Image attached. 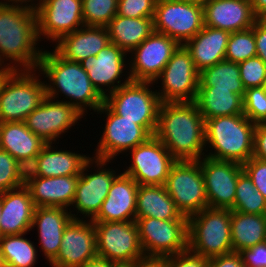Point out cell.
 I'll list each match as a JSON object with an SVG mask.
<instances>
[{"label": "cell", "mask_w": 266, "mask_h": 267, "mask_svg": "<svg viewBox=\"0 0 266 267\" xmlns=\"http://www.w3.org/2000/svg\"><path fill=\"white\" fill-rule=\"evenodd\" d=\"M204 130L205 120L195 102L161 103L154 136L176 160L204 157Z\"/></svg>", "instance_id": "1"}, {"label": "cell", "mask_w": 266, "mask_h": 267, "mask_svg": "<svg viewBox=\"0 0 266 267\" xmlns=\"http://www.w3.org/2000/svg\"><path fill=\"white\" fill-rule=\"evenodd\" d=\"M37 41L39 39L35 8L0 5V67L38 71L42 51L36 47ZM5 59L11 62L7 65L4 63Z\"/></svg>", "instance_id": "2"}, {"label": "cell", "mask_w": 266, "mask_h": 267, "mask_svg": "<svg viewBox=\"0 0 266 267\" xmlns=\"http://www.w3.org/2000/svg\"><path fill=\"white\" fill-rule=\"evenodd\" d=\"M37 69L52 83L45 84L46 96L57 99L58 92L64 94L65 98L70 100L64 102L75 107L83 115L88 107L96 112L104 104L105 97L92 85L87 71L80 63L64 59L55 50H45Z\"/></svg>", "instance_id": "3"}, {"label": "cell", "mask_w": 266, "mask_h": 267, "mask_svg": "<svg viewBox=\"0 0 266 267\" xmlns=\"http://www.w3.org/2000/svg\"><path fill=\"white\" fill-rule=\"evenodd\" d=\"M255 125L244 114L205 120V145L210 144L209 148L214 150L205 156L240 164L247 162L253 157Z\"/></svg>", "instance_id": "4"}, {"label": "cell", "mask_w": 266, "mask_h": 267, "mask_svg": "<svg viewBox=\"0 0 266 267\" xmlns=\"http://www.w3.org/2000/svg\"><path fill=\"white\" fill-rule=\"evenodd\" d=\"M188 249L207 259L233 252L231 210L208 207L190 216Z\"/></svg>", "instance_id": "5"}, {"label": "cell", "mask_w": 266, "mask_h": 267, "mask_svg": "<svg viewBox=\"0 0 266 267\" xmlns=\"http://www.w3.org/2000/svg\"><path fill=\"white\" fill-rule=\"evenodd\" d=\"M36 70H13L0 90V122H24L46 97ZM35 72V73H34Z\"/></svg>", "instance_id": "6"}, {"label": "cell", "mask_w": 266, "mask_h": 267, "mask_svg": "<svg viewBox=\"0 0 266 267\" xmlns=\"http://www.w3.org/2000/svg\"><path fill=\"white\" fill-rule=\"evenodd\" d=\"M154 82L130 81L107 94L104 103L117 115L135 121L154 136L161 100L149 86Z\"/></svg>", "instance_id": "7"}, {"label": "cell", "mask_w": 266, "mask_h": 267, "mask_svg": "<svg viewBox=\"0 0 266 267\" xmlns=\"http://www.w3.org/2000/svg\"><path fill=\"white\" fill-rule=\"evenodd\" d=\"M164 187L177 209L187 218L208 208L198 160H177L170 168Z\"/></svg>", "instance_id": "8"}, {"label": "cell", "mask_w": 266, "mask_h": 267, "mask_svg": "<svg viewBox=\"0 0 266 267\" xmlns=\"http://www.w3.org/2000/svg\"><path fill=\"white\" fill-rule=\"evenodd\" d=\"M146 257L164 258L188 250V220L135 218Z\"/></svg>", "instance_id": "9"}, {"label": "cell", "mask_w": 266, "mask_h": 267, "mask_svg": "<svg viewBox=\"0 0 266 267\" xmlns=\"http://www.w3.org/2000/svg\"><path fill=\"white\" fill-rule=\"evenodd\" d=\"M97 256L116 264H133L146 256L135 221L93 222Z\"/></svg>", "instance_id": "10"}, {"label": "cell", "mask_w": 266, "mask_h": 267, "mask_svg": "<svg viewBox=\"0 0 266 267\" xmlns=\"http://www.w3.org/2000/svg\"><path fill=\"white\" fill-rule=\"evenodd\" d=\"M154 31L184 45L204 27V9L186 0H157Z\"/></svg>", "instance_id": "11"}, {"label": "cell", "mask_w": 266, "mask_h": 267, "mask_svg": "<svg viewBox=\"0 0 266 267\" xmlns=\"http://www.w3.org/2000/svg\"><path fill=\"white\" fill-rule=\"evenodd\" d=\"M161 78L157 92L161 102H195L199 88V71L190 52L180 45L154 83Z\"/></svg>", "instance_id": "12"}, {"label": "cell", "mask_w": 266, "mask_h": 267, "mask_svg": "<svg viewBox=\"0 0 266 267\" xmlns=\"http://www.w3.org/2000/svg\"><path fill=\"white\" fill-rule=\"evenodd\" d=\"M131 166L123 173L138 185H164L171 166L177 161L155 136L130 150Z\"/></svg>", "instance_id": "13"}, {"label": "cell", "mask_w": 266, "mask_h": 267, "mask_svg": "<svg viewBox=\"0 0 266 267\" xmlns=\"http://www.w3.org/2000/svg\"><path fill=\"white\" fill-rule=\"evenodd\" d=\"M97 112L107 114V119L94 158L112 160L117 154L130 151L151 137L142 126L115 114L105 103Z\"/></svg>", "instance_id": "14"}, {"label": "cell", "mask_w": 266, "mask_h": 267, "mask_svg": "<svg viewBox=\"0 0 266 267\" xmlns=\"http://www.w3.org/2000/svg\"><path fill=\"white\" fill-rule=\"evenodd\" d=\"M39 2V3H38ZM35 5L37 34L52 42L84 26L82 0H39Z\"/></svg>", "instance_id": "15"}, {"label": "cell", "mask_w": 266, "mask_h": 267, "mask_svg": "<svg viewBox=\"0 0 266 267\" xmlns=\"http://www.w3.org/2000/svg\"><path fill=\"white\" fill-rule=\"evenodd\" d=\"M201 159L198 161L204 178L208 207L231 210L235 202L238 177L243 172L242 164L207 156Z\"/></svg>", "instance_id": "16"}, {"label": "cell", "mask_w": 266, "mask_h": 267, "mask_svg": "<svg viewBox=\"0 0 266 267\" xmlns=\"http://www.w3.org/2000/svg\"><path fill=\"white\" fill-rule=\"evenodd\" d=\"M179 46L176 40L154 31L131 51V81L154 82Z\"/></svg>", "instance_id": "17"}, {"label": "cell", "mask_w": 266, "mask_h": 267, "mask_svg": "<svg viewBox=\"0 0 266 267\" xmlns=\"http://www.w3.org/2000/svg\"><path fill=\"white\" fill-rule=\"evenodd\" d=\"M83 118L75 107L63 100L53 101L46 96L42 103L25 119L26 126L45 143L56 139ZM54 141V142H53ZM53 142V143H52Z\"/></svg>", "instance_id": "18"}, {"label": "cell", "mask_w": 266, "mask_h": 267, "mask_svg": "<svg viewBox=\"0 0 266 267\" xmlns=\"http://www.w3.org/2000/svg\"><path fill=\"white\" fill-rule=\"evenodd\" d=\"M92 158L84 165L82 173L79 175L72 202V206L75 205L74 207L77 209V215L80 211V214L89 217L90 220L98 214L114 179L118 176L115 170L104 169L110 160ZM92 164H96L99 171L87 175ZM86 170L87 172H85Z\"/></svg>", "instance_id": "19"}, {"label": "cell", "mask_w": 266, "mask_h": 267, "mask_svg": "<svg viewBox=\"0 0 266 267\" xmlns=\"http://www.w3.org/2000/svg\"><path fill=\"white\" fill-rule=\"evenodd\" d=\"M97 256L96 231L93 222L72 219L65 227L59 254L52 267H80Z\"/></svg>", "instance_id": "20"}, {"label": "cell", "mask_w": 266, "mask_h": 267, "mask_svg": "<svg viewBox=\"0 0 266 267\" xmlns=\"http://www.w3.org/2000/svg\"><path fill=\"white\" fill-rule=\"evenodd\" d=\"M126 55V51L119 48L116 44L110 43L96 56H90L80 62L82 68L87 71L92 85L102 96L105 97L107 94L116 91L131 81L129 76L125 78L126 80L122 84L120 80L123 76V69L126 67ZM103 87L108 88L105 89Z\"/></svg>", "instance_id": "21"}, {"label": "cell", "mask_w": 266, "mask_h": 267, "mask_svg": "<svg viewBox=\"0 0 266 267\" xmlns=\"http://www.w3.org/2000/svg\"><path fill=\"white\" fill-rule=\"evenodd\" d=\"M138 183L125 173L114 179L92 222L135 221Z\"/></svg>", "instance_id": "22"}, {"label": "cell", "mask_w": 266, "mask_h": 267, "mask_svg": "<svg viewBox=\"0 0 266 267\" xmlns=\"http://www.w3.org/2000/svg\"><path fill=\"white\" fill-rule=\"evenodd\" d=\"M203 9L204 25L230 33L250 29L258 20L250 0H211Z\"/></svg>", "instance_id": "23"}, {"label": "cell", "mask_w": 266, "mask_h": 267, "mask_svg": "<svg viewBox=\"0 0 266 267\" xmlns=\"http://www.w3.org/2000/svg\"><path fill=\"white\" fill-rule=\"evenodd\" d=\"M72 211L61 207H35L31 230L37 226L41 250L51 264L61 246L65 227L76 217Z\"/></svg>", "instance_id": "24"}, {"label": "cell", "mask_w": 266, "mask_h": 267, "mask_svg": "<svg viewBox=\"0 0 266 267\" xmlns=\"http://www.w3.org/2000/svg\"><path fill=\"white\" fill-rule=\"evenodd\" d=\"M79 175L40 177L25 176V186L29 189L35 207L72 206Z\"/></svg>", "instance_id": "25"}, {"label": "cell", "mask_w": 266, "mask_h": 267, "mask_svg": "<svg viewBox=\"0 0 266 267\" xmlns=\"http://www.w3.org/2000/svg\"><path fill=\"white\" fill-rule=\"evenodd\" d=\"M1 237L31 230L35 205L29 189L23 185L1 193Z\"/></svg>", "instance_id": "26"}, {"label": "cell", "mask_w": 266, "mask_h": 267, "mask_svg": "<svg viewBox=\"0 0 266 267\" xmlns=\"http://www.w3.org/2000/svg\"><path fill=\"white\" fill-rule=\"evenodd\" d=\"M55 51L64 59L82 62L90 56H96L110 44L106 26H83L80 29L63 35L55 42Z\"/></svg>", "instance_id": "27"}, {"label": "cell", "mask_w": 266, "mask_h": 267, "mask_svg": "<svg viewBox=\"0 0 266 267\" xmlns=\"http://www.w3.org/2000/svg\"><path fill=\"white\" fill-rule=\"evenodd\" d=\"M46 144L27 168L25 176L58 177L80 175L84 165L92 158L67 150H53Z\"/></svg>", "instance_id": "28"}, {"label": "cell", "mask_w": 266, "mask_h": 267, "mask_svg": "<svg viewBox=\"0 0 266 267\" xmlns=\"http://www.w3.org/2000/svg\"><path fill=\"white\" fill-rule=\"evenodd\" d=\"M46 144L26 126L25 122H0V148L26 169Z\"/></svg>", "instance_id": "29"}, {"label": "cell", "mask_w": 266, "mask_h": 267, "mask_svg": "<svg viewBox=\"0 0 266 267\" xmlns=\"http://www.w3.org/2000/svg\"><path fill=\"white\" fill-rule=\"evenodd\" d=\"M230 34L228 31L204 25L201 31L184 44L199 72L225 60Z\"/></svg>", "instance_id": "30"}, {"label": "cell", "mask_w": 266, "mask_h": 267, "mask_svg": "<svg viewBox=\"0 0 266 267\" xmlns=\"http://www.w3.org/2000/svg\"><path fill=\"white\" fill-rule=\"evenodd\" d=\"M144 217L160 220H188L177 209L164 185H139L136 218Z\"/></svg>", "instance_id": "31"}, {"label": "cell", "mask_w": 266, "mask_h": 267, "mask_svg": "<svg viewBox=\"0 0 266 267\" xmlns=\"http://www.w3.org/2000/svg\"><path fill=\"white\" fill-rule=\"evenodd\" d=\"M110 43L127 53L138 47L154 32L153 18H128L116 15L106 25Z\"/></svg>", "instance_id": "32"}, {"label": "cell", "mask_w": 266, "mask_h": 267, "mask_svg": "<svg viewBox=\"0 0 266 267\" xmlns=\"http://www.w3.org/2000/svg\"><path fill=\"white\" fill-rule=\"evenodd\" d=\"M195 103L204 120L243 114V97L230 90L199 87Z\"/></svg>", "instance_id": "33"}, {"label": "cell", "mask_w": 266, "mask_h": 267, "mask_svg": "<svg viewBox=\"0 0 266 267\" xmlns=\"http://www.w3.org/2000/svg\"><path fill=\"white\" fill-rule=\"evenodd\" d=\"M233 252H241L266 242V215L231 211Z\"/></svg>", "instance_id": "34"}, {"label": "cell", "mask_w": 266, "mask_h": 267, "mask_svg": "<svg viewBox=\"0 0 266 267\" xmlns=\"http://www.w3.org/2000/svg\"><path fill=\"white\" fill-rule=\"evenodd\" d=\"M199 87H215L230 90L244 97L245 88L240 79L238 63L227 60L220 61L213 66L199 72Z\"/></svg>", "instance_id": "35"}, {"label": "cell", "mask_w": 266, "mask_h": 267, "mask_svg": "<svg viewBox=\"0 0 266 267\" xmlns=\"http://www.w3.org/2000/svg\"><path fill=\"white\" fill-rule=\"evenodd\" d=\"M25 234L0 237L3 255L10 267H33L37 262V248L23 237Z\"/></svg>", "instance_id": "36"}, {"label": "cell", "mask_w": 266, "mask_h": 267, "mask_svg": "<svg viewBox=\"0 0 266 267\" xmlns=\"http://www.w3.org/2000/svg\"><path fill=\"white\" fill-rule=\"evenodd\" d=\"M235 193V202L231 211L266 215V199L255 188L253 182L244 171L238 177Z\"/></svg>", "instance_id": "37"}, {"label": "cell", "mask_w": 266, "mask_h": 267, "mask_svg": "<svg viewBox=\"0 0 266 267\" xmlns=\"http://www.w3.org/2000/svg\"><path fill=\"white\" fill-rule=\"evenodd\" d=\"M255 56H257V51L254 38V26L250 29L230 34L225 60L239 64Z\"/></svg>", "instance_id": "38"}, {"label": "cell", "mask_w": 266, "mask_h": 267, "mask_svg": "<svg viewBox=\"0 0 266 267\" xmlns=\"http://www.w3.org/2000/svg\"><path fill=\"white\" fill-rule=\"evenodd\" d=\"M118 11V0H82L84 26H106Z\"/></svg>", "instance_id": "39"}, {"label": "cell", "mask_w": 266, "mask_h": 267, "mask_svg": "<svg viewBox=\"0 0 266 267\" xmlns=\"http://www.w3.org/2000/svg\"><path fill=\"white\" fill-rule=\"evenodd\" d=\"M26 168L0 148V193L25 185Z\"/></svg>", "instance_id": "40"}, {"label": "cell", "mask_w": 266, "mask_h": 267, "mask_svg": "<svg viewBox=\"0 0 266 267\" xmlns=\"http://www.w3.org/2000/svg\"><path fill=\"white\" fill-rule=\"evenodd\" d=\"M243 114L253 123H266V92L262 87L245 90Z\"/></svg>", "instance_id": "41"}, {"label": "cell", "mask_w": 266, "mask_h": 267, "mask_svg": "<svg viewBox=\"0 0 266 267\" xmlns=\"http://www.w3.org/2000/svg\"><path fill=\"white\" fill-rule=\"evenodd\" d=\"M238 66L240 79L245 90L254 87H262L266 77V64L259 56L249 58L239 63Z\"/></svg>", "instance_id": "42"}, {"label": "cell", "mask_w": 266, "mask_h": 267, "mask_svg": "<svg viewBox=\"0 0 266 267\" xmlns=\"http://www.w3.org/2000/svg\"><path fill=\"white\" fill-rule=\"evenodd\" d=\"M157 0H118L117 15L128 18H153Z\"/></svg>", "instance_id": "43"}, {"label": "cell", "mask_w": 266, "mask_h": 267, "mask_svg": "<svg viewBox=\"0 0 266 267\" xmlns=\"http://www.w3.org/2000/svg\"><path fill=\"white\" fill-rule=\"evenodd\" d=\"M243 171L253 182L255 188L266 199V161L251 157L242 164Z\"/></svg>", "instance_id": "44"}, {"label": "cell", "mask_w": 266, "mask_h": 267, "mask_svg": "<svg viewBox=\"0 0 266 267\" xmlns=\"http://www.w3.org/2000/svg\"><path fill=\"white\" fill-rule=\"evenodd\" d=\"M167 267H208V259L191 252L189 249L164 257Z\"/></svg>", "instance_id": "45"}, {"label": "cell", "mask_w": 266, "mask_h": 267, "mask_svg": "<svg viewBox=\"0 0 266 267\" xmlns=\"http://www.w3.org/2000/svg\"><path fill=\"white\" fill-rule=\"evenodd\" d=\"M245 267H266V242L240 252Z\"/></svg>", "instance_id": "46"}, {"label": "cell", "mask_w": 266, "mask_h": 267, "mask_svg": "<svg viewBox=\"0 0 266 267\" xmlns=\"http://www.w3.org/2000/svg\"><path fill=\"white\" fill-rule=\"evenodd\" d=\"M208 267H245L239 252H230L208 259Z\"/></svg>", "instance_id": "47"}, {"label": "cell", "mask_w": 266, "mask_h": 267, "mask_svg": "<svg viewBox=\"0 0 266 267\" xmlns=\"http://www.w3.org/2000/svg\"><path fill=\"white\" fill-rule=\"evenodd\" d=\"M253 157L266 161V123L255 125Z\"/></svg>", "instance_id": "48"}, {"label": "cell", "mask_w": 266, "mask_h": 267, "mask_svg": "<svg viewBox=\"0 0 266 267\" xmlns=\"http://www.w3.org/2000/svg\"><path fill=\"white\" fill-rule=\"evenodd\" d=\"M254 38L257 56L266 64V19H258L254 23Z\"/></svg>", "instance_id": "49"}, {"label": "cell", "mask_w": 266, "mask_h": 267, "mask_svg": "<svg viewBox=\"0 0 266 267\" xmlns=\"http://www.w3.org/2000/svg\"><path fill=\"white\" fill-rule=\"evenodd\" d=\"M136 267H167L165 258L145 257L136 262Z\"/></svg>", "instance_id": "50"}, {"label": "cell", "mask_w": 266, "mask_h": 267, "mask_svg": "<svg viewBox=\"0 0 266 267\" xmlns=\"http://www.w3.org/2000/svg\"><path fill=\"white\" fill-rule=\"evenodd\" d=\"M257 19H266V0H250Z\"/></svg>", "instance_id": "51"}, {"label": "cell", "mask_w": 266, "mask_h": 267, "mask_svg": "<svg viewBox=\"0 0 266 267\" xmlns=\"http://www.w3.org/2000/svg\"><path fill=\"white\" fill-rule=\"evenodd\" d=\"M116 263L102 258L99 256L94 257L92 260L86 262L83 266L80 267H114Z\"/></svg>", "instance_id": "52"}, {"label": "cell", "mask_w": 266, "mask_h": 267, "mask_svg": "<svg viewBox=\"0 0 266 267\" xmlns=\"http://www.w3.org/2000/svg\"><path fill=\"white\" fill-rule=\"evenodd\" d=\"M10 1L12 2V4L10 3ZM36 1V0H35ZM28 2H31L30 4H28ZM33 0H4V2L0 1V5H20V6H29L31 8H35V3ZM20 3V4H19ZM24 3V4H23ZM26 3V4H25ZM28 4V5H27Z\"/></svg>", "instance_id": "53"}, {"label": "cell", "mask_w": 266, "mask_h": 267, "mask_svg": "<svg viewBox=\"0 0 266 267\" xmlns=\"http://www.w3.org/2000/svg\"><path fill=\"white\" fill-rule=\"evenodd\" d=\"M13 70L11 69H7V68H4V67H0V90H1V87H2V84L5 80V78L12 72Z\"/></svg>", "instance_id": "54"}, {"label": "cell", "mask_w": 266, "mask_h": 267, "mask_svg": "<svg viewBox=\"0 0 266 267\" xmlns=\"http://www.w3.org/2000/svg\"><path fill=\"white\" fill-rule=\"evenodd\" d=\"M0 267H10L8 260L3 255L1 244H0Z\"/></svg>", "instance_id": "55"}, {"label": "cell", "mask_w": 266, "mask_h": 267, "mask_svg": "<svg viewBox=\"0 0 266 267\" xmlns=\"http://www.w3.org/2000/svg\"><path fill=\"white\" fill-rule=\"evenodd\" d=\"M192 4L199 5L201 7H204L206 4H208L211 0H186Z\"/></svg>", "instance_id": "56"}, {"label": "cell", "mask_w": 266, "mask_h": 267, "mask_svg": "<svg viewBox=\"0 0 266 267\" xmlns=\"http://www.w3.org/2000/svg\"><path fill=\"white\" fill-rule=\"evenodd\" d=\"M114 267H136V262L133 264H116Z\"/></svg>", "instance_id": "57"}, {"label": "cell", "mask_w": 266, "mask_h": 267, "mask_svg": "<svg viewBox=\"0 0 266 267\" xmlns=\"http://www.w3.org/2000/svg\"><path fill=\"white\" fill-rule=\"evenodd\" d=\"M1 212H2V206H1V193H0V220H1ZM0 237H1V227H0Z\"/></svg>", "instance_id": "58"}, {"label": "cell", "mask_w": 266, "mask_h": 267, "mask_svg": "<svg viewBox=\"0 0 266 267\" xmlns=\"http://www.w3.org/2000/svg\"><path fill=\"white\" fill-rule=\"evenodd\" d=\"M262 88L264 89V91L266 92V77L263 81V84H262Z\"/></svg>", "instance_id": "59"}]
</instances>
